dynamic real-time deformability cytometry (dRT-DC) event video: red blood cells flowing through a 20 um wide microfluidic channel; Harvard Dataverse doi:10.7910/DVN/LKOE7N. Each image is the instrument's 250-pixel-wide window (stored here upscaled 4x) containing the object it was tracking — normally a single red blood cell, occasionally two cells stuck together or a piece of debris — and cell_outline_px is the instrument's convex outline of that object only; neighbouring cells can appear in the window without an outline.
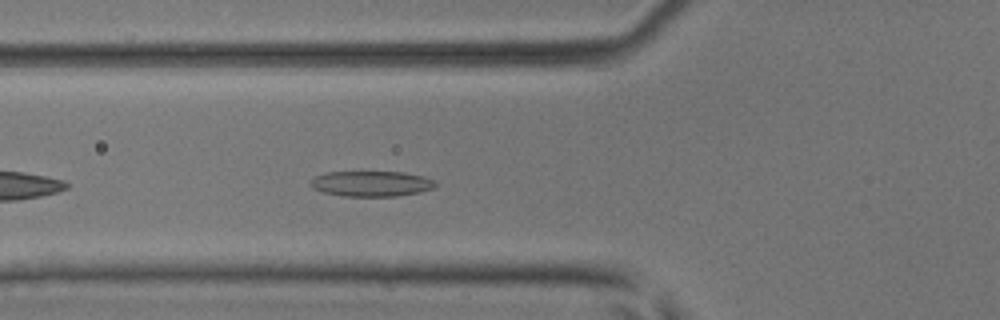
{"species": "common noctule bat (a hibernating species)", "species_latin": "Nyctalus noctula", "temperature_condition": "room temperature", "stored_images_in_passage": 36, "camera_frame_rate_fps": 3000, "um_per_image_px": 0.085, "animal": {"sex": "male", "body_mass_g": 17.9, "forearm_length_mm": 54.2}, "frame": {"image": 1, "passage_image": 5, "time_ms": 1.333, "image_size_px": [1000, 320], "cell_outline_px": [[436, 184], [432, 188], [420, 192], [396, 196], [344, 196], [324, 192], [312, 188], [308, 184], [308, 180], [316, 176], [328, 172], [404, 172], [424, 176], [436, 180]], "centroid_in_image_um": [31.55, 15.61], "position_along_channel_um": 94.3, "area_um2": 18.61}}
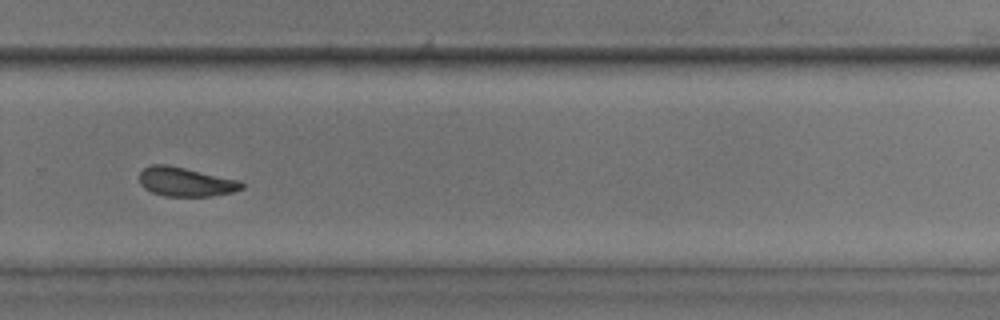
{"frame": {"image": 2, "passage_image": 21, "time_ms": 6.667, "image_size_px": [1000, 320], "cell_outline_px": [[244, 188], [232, 192], [212, 196], [164, 196], [152, 192], [144, 188], [140, 184], [140, 172], [144, 168], [152, 164], [168, 164], [240, 180], [244, 184]], "centroid_in_image_um": [15.79, 15.45], "position_along_channel_um": 314.0, "area_um2": 17.46}}
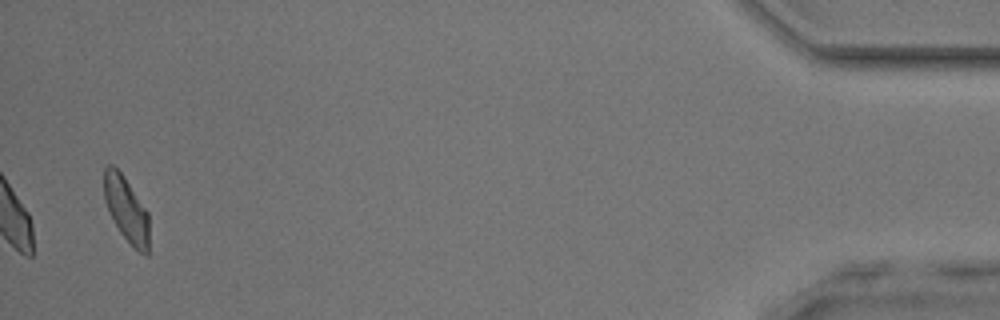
{"frame": {"image": 3, "passage_image": 35, "time_ms": 11.333, "image_size_px": [1000, 320], "cell_outline_px": [[148, 256], [144, 256], [120, 232], [104, 200], [104, 168], [108, 164], [112, 164], [120, 172], [148, 212]], "centroid_in_image_um": [10.73, 17.78], "position_along_channel_um": 424.5, "area_um2": 16.59}, "authors_computed_cell_mechanics": {"area_um2": 17.8024, "velocity_mm_per_s": 4.125, "shape_relaxation_time_tau1_ms": 3.6052, "shape_relaxation_time_tau2_ms": 4.1008, "deformation_change_tau1": 0.1082, "deformation_change_tau2": 0.1149}}